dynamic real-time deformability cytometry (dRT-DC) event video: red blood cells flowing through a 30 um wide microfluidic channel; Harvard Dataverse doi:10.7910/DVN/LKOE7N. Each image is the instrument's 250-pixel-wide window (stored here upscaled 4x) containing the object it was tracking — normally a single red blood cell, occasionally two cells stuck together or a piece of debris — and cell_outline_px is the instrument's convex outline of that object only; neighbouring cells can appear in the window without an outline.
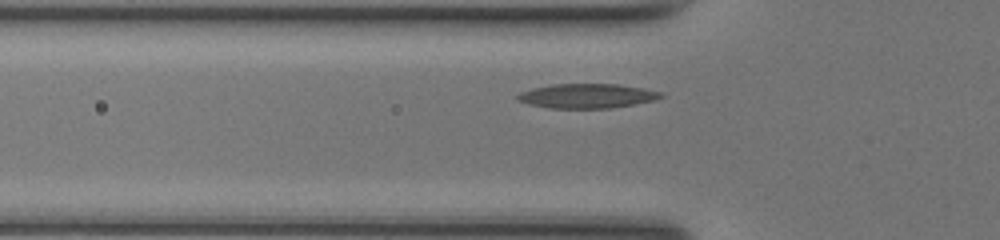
{"species": "common noctule bat (a hibernating species)", "species_latin": "Nyctalus noctula", "temperature_condition": "room temperature", "stored_images_in_passage": 31, "camera_frame_rate_fps": 3000, "um_per_image_px": 0.085, "animal": {"sex": "female", "body_mass_g": 17.0, "forearm_length_mm": 48.0}, "frame": {"image": 1, "passage_image": 6, "time_ms": 1.667, "image_size_px": [1000, 240], "cell_outline_px": [[664, 96], [652, 100], [612, 108], [548, 108], [528, 104], [516, 100], [516, 96], [520, 92], [532, 88], [552, 84], [616, 84], [640, 88], [660, 92]], "centroid_in_image_um": [49.8, 8.15], "position_along_channel_um": 76.0, "area_um2": 20.23}}
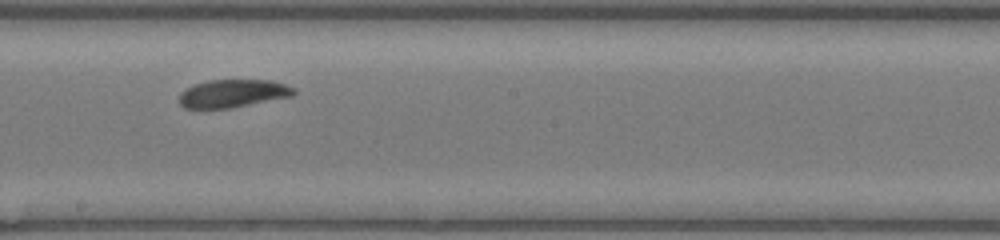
{"frame": {"image": 2, "passage_image": 17, "time_ms": 5.333, "image_size_px": [1000, 240], "cell_outline_px": [[296, 92], [292, 96], [228, 108], [184, 108], [180, 104], [180, 92], [184, 88], [208, 80], [272, 80], [296, 88]], "centroid_in_image_um": [19.79, 7.93], "position_along_channel_um": 228.4, "area_um2": 18.55}}
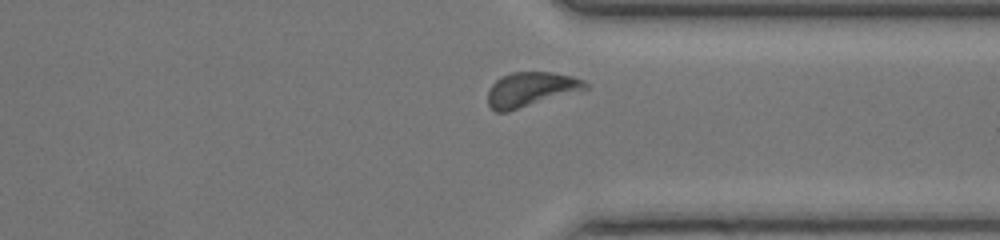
{"frame": {"image": 3, "passage_image": 27, "time_ms": 8.667, "image_size_px": [1000, 240], "cell_outline_px": [[588, 88], [508, 112], [496, 112], [488, 104], [488, 92], [492, 84], [496, 80], [512, 72], [552, 72], [572, 76], [584, 80], [588, 84]], "centroid_in_image_um": [45.11, 7.6], "position_along_channel_um": 366.3, "area_um2": 19.42}, "authors_computed_cell_mechanics": {"area_um2": 19.1318, "velocity_mm_per_s": 4.1515, "shape_relaxation_time_tau1_ms": 2.8626, "shape_relaxation_time_tau2_ms": null, "deformation_change_tau1": 0.1052, "deformation_change_tau2": null}}